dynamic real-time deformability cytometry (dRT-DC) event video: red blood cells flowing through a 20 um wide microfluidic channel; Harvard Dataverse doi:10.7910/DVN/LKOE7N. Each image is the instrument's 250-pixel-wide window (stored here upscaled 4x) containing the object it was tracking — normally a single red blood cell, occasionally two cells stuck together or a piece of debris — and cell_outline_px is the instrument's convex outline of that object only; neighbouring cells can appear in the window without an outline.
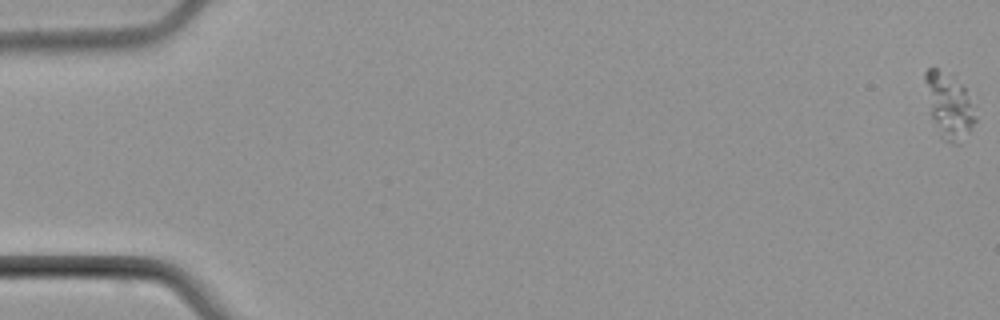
{"species": "common noctule bat (a hibernating species)", "species_latin": "Nyctalus noctula", "temperature_condition": "cold", "stored_images_in_passage": 7, "camera_frame_rate_fps": 3000, "um_per_image_px": 0.085, "animal": {"sex": "male", "body_mass_g": 21.5, "forearm_length_mm": 52.0}, "frame": {"image": 1, "passage_image": 1, "time_ms": 0.0, "image_size_px": [1000, 320], "cell_outline_px": [[976, 120], [960, 144], [952, 144], [944, 140], [932, 116], [924, 80], [924, 72], [928, 68], [936, 68], [964, 84]], "centroid_in_image_um": [80.67, 8.96], "position_along_channel_um": 4.3, "area_um2": 18.38}}
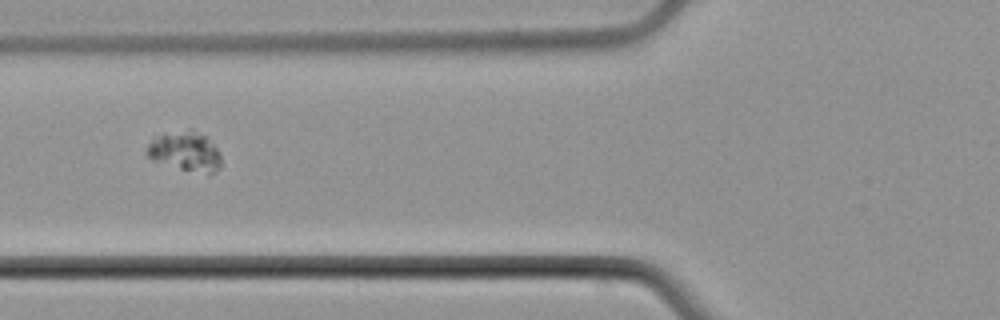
{"frame": {"image": 2, "passage_image": 6, "time_ms": 7.667, "image_size_px": [1000, 320], "cell_outline_px": [[220, 168], [216, 172], [208, 176], [152, 160], [144, 152], [144, 148], [152, 136], [164, 132], [188, 128], [192, 128], [204, 136], [216, 148], [220, 156]], "centroid_in_image_um": [15.68, 12.85], "position_along_channel_um": 110.1, "area_um2": 17.74}}
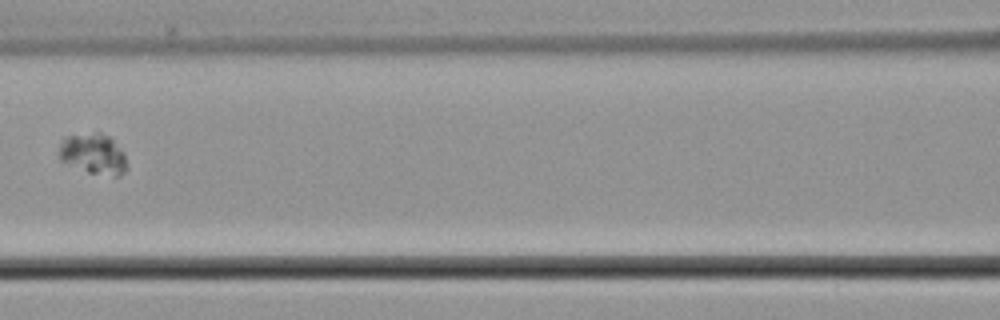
{"frame": {"image": 3, "passage_image": 7, "time_ms": 9.0, "image_size_px": [1000, 320], "cell_outline_px": [[128, 168], [120, 176], [112, 176], [88, 172], [60, 160], [60, 144], [64, 136], [96, 132], [100, 132], [112, 136], [120, 148], [124, 156]], "centroid_in_image_um": [7.96, 13.06], "position_along_channel_um": 158.6, "area_um2": 16.13}}